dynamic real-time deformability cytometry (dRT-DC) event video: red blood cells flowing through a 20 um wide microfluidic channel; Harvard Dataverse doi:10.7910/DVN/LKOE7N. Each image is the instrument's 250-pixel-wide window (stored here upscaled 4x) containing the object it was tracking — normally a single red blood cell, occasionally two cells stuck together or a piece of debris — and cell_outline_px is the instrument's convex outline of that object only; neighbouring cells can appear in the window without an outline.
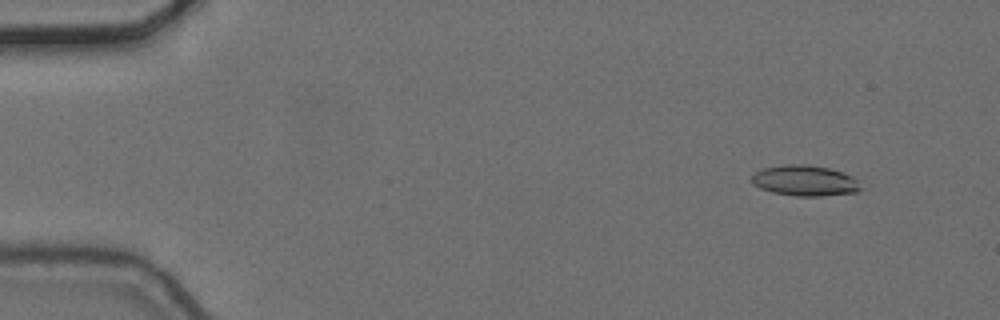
{"species": "common noctule bat (a hibernating species)", "species_latin": "Nyctalus noctula", "temperature_condition": "cold", "stored_images_in_passage": 6, "camera_frame_rate_fps": 3000, "um_per_image_px": 0.085, "animal": {"sex": "female", "body_mass_g": 24.6, "forearm_length_mm": 56.2}, "frame": {"image": 1, "passage_image": 2, "time_ms": 0.333, "image_size_px": [1000, 320], "cell_outline_px": [[864, 188], [860, 192], [820, 196], [796, 196], [772, 192], [760, 188], [752, 184], [752, 176], [756, 172], [764, 168], [788, 164], [808, 164], [828, 168], [844, 172], [852, 176]], "centroid_in_image_um": [68.46, 15.36], "position_along_channel_um": 16.5, "area_um2": 19.59}}
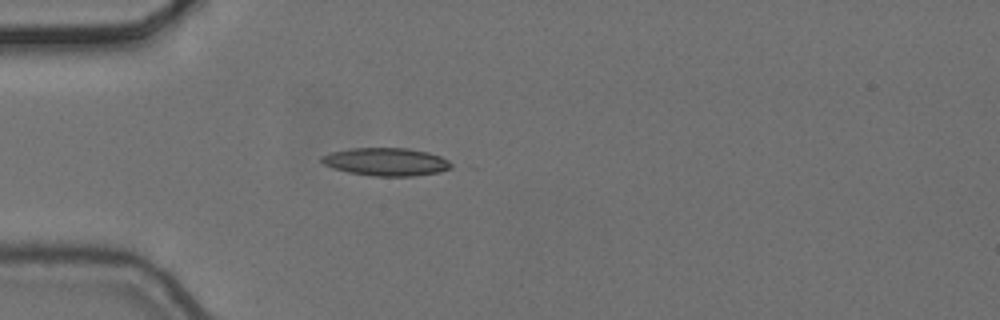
{"frame": {"image": 2, "passage_image": 5, "time_ms": 1.333, "image_size_px": [1000, 320], "cell_outline_px": [[452, 168], [440, 172], [412, 176], [372, 176], [348, 172], [332, 168], [324, 164], [320, 160], [320, 156], [332, 152], [352, 148], [408, 148], [428, 152], [440, 156], [448, 160], [452, 164]], "centroid_in_image_um": [32.82, 13.75], "position_along_channel_um": 52.2, "area_um2": 21.15}}